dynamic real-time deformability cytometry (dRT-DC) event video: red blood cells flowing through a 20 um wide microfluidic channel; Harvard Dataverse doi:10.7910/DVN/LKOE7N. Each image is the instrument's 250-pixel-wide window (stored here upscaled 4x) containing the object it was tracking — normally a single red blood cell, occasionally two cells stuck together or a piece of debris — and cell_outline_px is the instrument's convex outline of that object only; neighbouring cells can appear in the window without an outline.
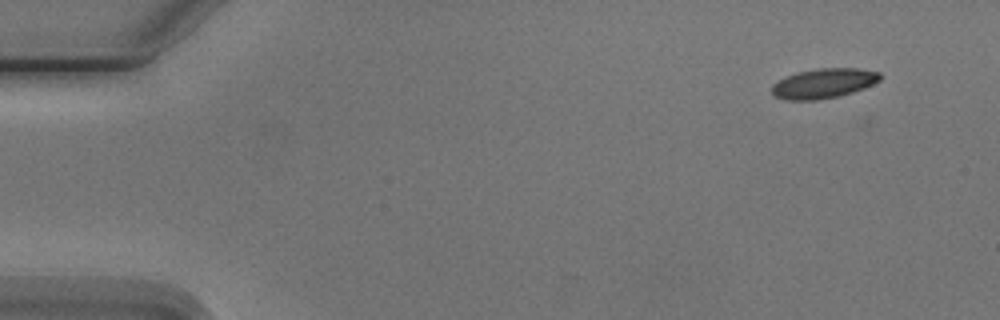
{"species": "Egyptian fruit bat (a non-hibernating species)", "species_latin": "Rousettus aegyptiacus", "temperature_condition": "cold", "stored_images_in_passage": 4, "camera_frame_rate_fps": 3000, "um_per_image_px": 0.085, "animal": {"sex": "male"}, "frame": {"image": 1, "passage_image": 1, "time_ms": 0.0, "image_size_px": [1000, 320], "cell_outline_px": [[880, 80], [864, 88], [840, 96], [816, 100], [784, 100], [776, 96], [772, 92], [772, 84], [784, 76], [800, 72], [820, 68], [856, 68], [880, 72]], "centroid_in_image_um": [69.99, 7.09], "position_along_channel_um": 15.0, "area_um2": 18.73}}